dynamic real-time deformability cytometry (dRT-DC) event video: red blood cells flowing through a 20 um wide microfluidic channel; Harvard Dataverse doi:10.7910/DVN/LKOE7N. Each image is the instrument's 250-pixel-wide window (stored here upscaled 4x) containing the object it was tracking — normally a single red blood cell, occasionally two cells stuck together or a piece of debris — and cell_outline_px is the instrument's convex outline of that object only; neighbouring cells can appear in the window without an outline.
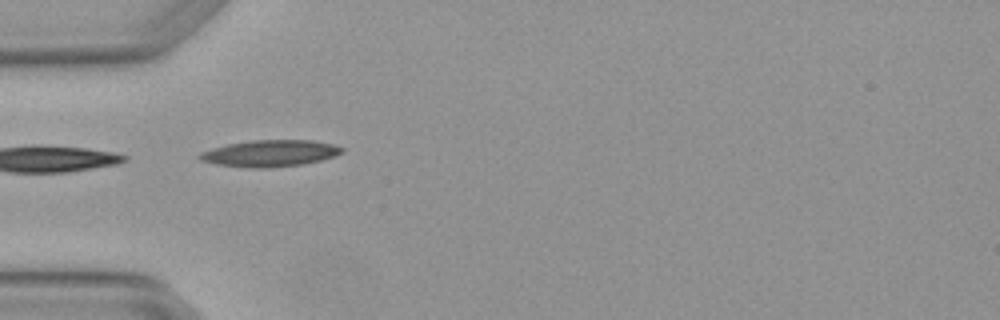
{"species": "Egyptian fruit bat (a non-hibernating species)", "species_latin": "Rousettus aegyptiacus", "temperature_condition": "warm", "stored_images_in_passage": 7, "camera_frame_rate_fps": 3000, "um_per_image_px": 0.085, "animal": {"sex": "female"}, "frame": {"image": 1, "passage_image": 4, "time_ms": 1.0, "image_size_px": [1000, 320], "cell_outline_px": [[344, 152], [320, 160], [300, 164], [268, 168], [248, 168], [216, 164], [200, 160], [196, 156], [200, 152], [212, 148], [228, 144], [252, 140], [312, 140], [332, 144], [344, 148]], "centroid_in_image_um": [22.91, 13.03], "position_along_channel_um": 62.1, "area_um2": 21.96}}
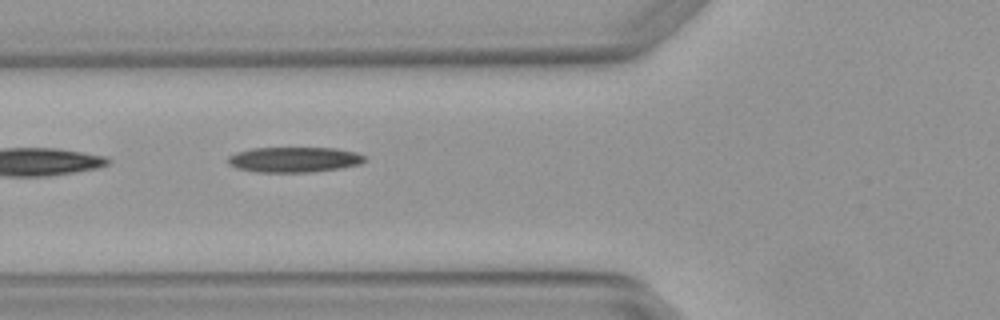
{"frame": {"image": 2, "passage_image": 5, "time_ms": 1.333, "image_size_px": [1000, 320], "cell_outline_px": [[364, 160], [360, 164], [340, 168], [308, 172], [256, 172], [236, 168], [228, 164], [228, 156], [236, 152], [252, 148], [336, 148], [356, 152], [364, 156]], "centroid_in_image_um": [24.96, 13.56], "position_along_channel_um": 100.8, "area_um2": 20.11}}